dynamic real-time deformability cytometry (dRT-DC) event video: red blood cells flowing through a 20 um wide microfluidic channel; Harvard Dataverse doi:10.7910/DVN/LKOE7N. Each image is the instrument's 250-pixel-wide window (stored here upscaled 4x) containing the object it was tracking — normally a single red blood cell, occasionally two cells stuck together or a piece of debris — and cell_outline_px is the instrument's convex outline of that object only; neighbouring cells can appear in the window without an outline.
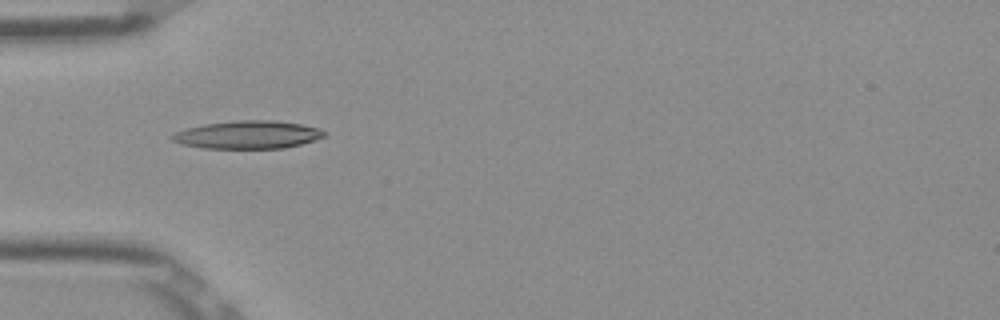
{"species": "Egyptian fruit bat (a non-hibernating species)", "species_latin": "Rousettus aegyptiacus", "temperature_condition": "room temperature", "stored_images_in_passage": 38, "camera_frame_rate_fps": 3000, "um_per_image_px": 0.085, "frame": {"image": 1, "passage_image": 3, "time_ms": 0.667, "image_size_px": [1000, 320], "cell_outline_px": [[328, 132], [324, 136], [300, 144], [284, 148], [204, 148], [184, 144], [172, 140], [168, 136], [176, 132], [188, 128], [204, 124], [236, 120], [272, 120], [300, 124], [316, 128]], "centroid_in_image_um": [21.04, 11.45], "position_along_channel_um": 64.0, "area_um2": 24.45}}
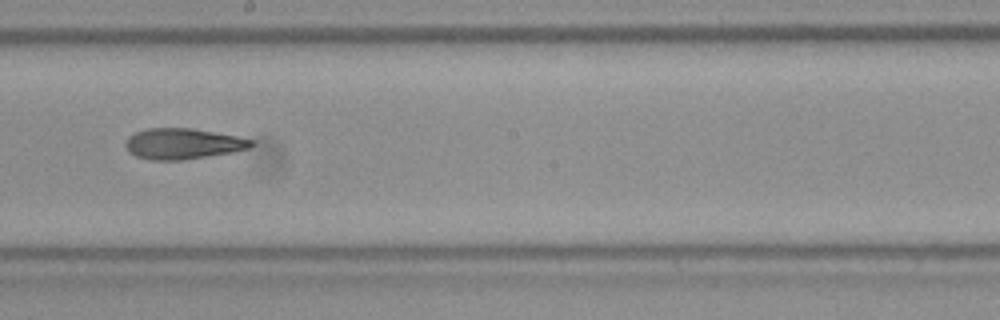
{"frame": {"image": 2, "passage_image": 16, "time_ms": 5.0, "image_size_px": [1000, 320], "cell_outline_px": [[256, 140], [248, 148], [236, 152], [184, 160], [148, 160], [136, 156], [128, 152], [124, 144], [128, 136], [136, 132], [148, 128], [192, 128], [236, 136]], "centroid_in_image_um": [15.53, 12.23], "position_along_channel_um": 232.7, "area_um2": 22.77}}
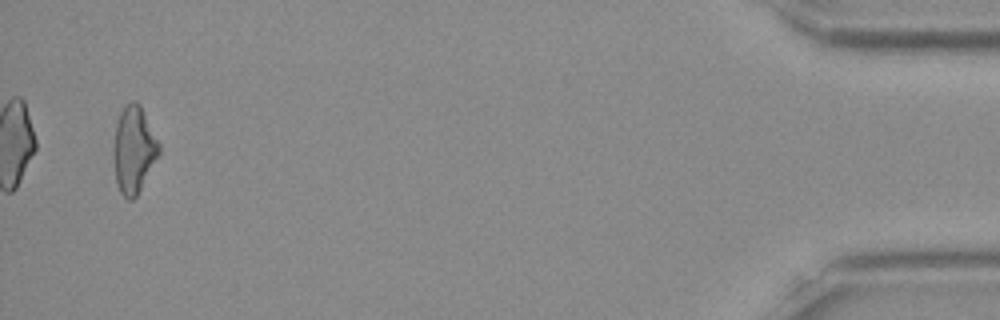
{"frame": {"image": 3, "passage_image": 37, "time_ms": 12.0, "image_size_px": [1000, 320], "cell_outline_px": [[160, 152], [136, 196], [132, 200], [128, 200], [120, 192], [116, 184], [112, 160], [112, 148], [116, 124], [120, 112], [124, 104], [132, 100], [136, 100], [140, 104], [160, 144]], "centroid_in_image_um": [11.33, 12.69], "position_along_channel_um": 423.9, "area_um2": 23.29}, "authors_computed_cell_mechanics": {"area_um2": 22.9177, "velocity_mm_per_s": 3.9108, "shape_relaxation_time_tau1_ms": null, "shape_relaxation_time_tau2_ms": 7.5722, "deformation_change_tau1": null, "deformation_change_tau2": 0.2073}}